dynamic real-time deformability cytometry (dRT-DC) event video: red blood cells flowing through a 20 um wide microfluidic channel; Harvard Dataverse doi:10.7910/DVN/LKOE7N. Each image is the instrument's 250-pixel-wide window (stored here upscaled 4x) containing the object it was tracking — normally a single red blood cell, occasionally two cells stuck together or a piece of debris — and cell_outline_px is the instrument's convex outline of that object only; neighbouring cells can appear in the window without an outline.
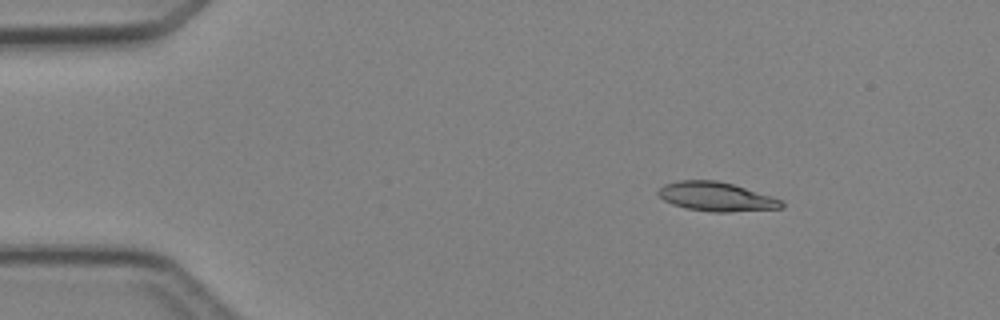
{"species": "Egyptian fruit bat (a non-hibernating species)", "species_latin": "Rousettus aegyptiacus", "temperature_condition": "cold", "stored_images_in_passage": 3, "camera_frame_rate_fps": 3000, "um_per_image_px": 0.085, "animal": {"sex": "female"}, "frame": {"image": 1, "passage_image": 1, "time_ms": 0.0, "image_size_px": [1000, 320], "cell_outline_px": [[784, 208], [728, 212], [712, 212], [684, 208], [672, 204], [664, 200], [656, 192], [664, 184], [680, 180], [716, 180], [732, 184], [772, 196], [780, 200], [784, 204]], "centroid_in_image_um": [60.87, 16.72], "position_along_channel_um": 24.1, "area_um2": 20.87}}
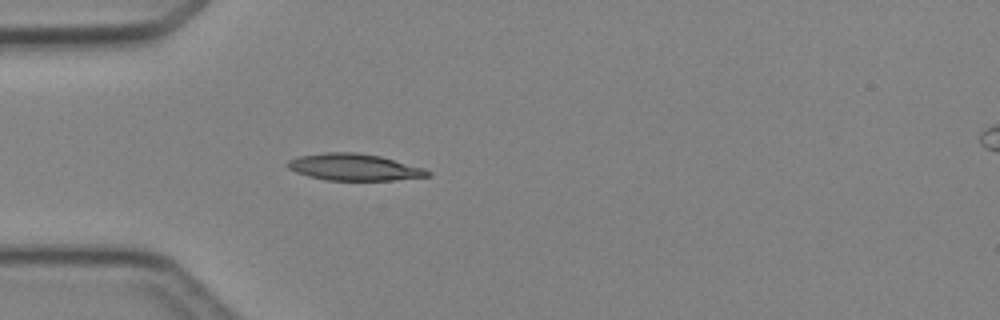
{"frame": {"image": 2, "passage_image": 3, "time_ms": 2.333, "image_size_px": [1000, 320], "cell_outline_px": [[432, 176], [392, 180], [324, 180], [308, 176], [296, 172], [288, 168], [284, 164], [288, 160], [296, 156], [324, 152], [356, 152], [380, 156], [424, 168], [432, 172]], "centroid_in_image_um": [30.07, 14.2], "position_along_channel_um": 54.9, "area_um2": 22.02}}